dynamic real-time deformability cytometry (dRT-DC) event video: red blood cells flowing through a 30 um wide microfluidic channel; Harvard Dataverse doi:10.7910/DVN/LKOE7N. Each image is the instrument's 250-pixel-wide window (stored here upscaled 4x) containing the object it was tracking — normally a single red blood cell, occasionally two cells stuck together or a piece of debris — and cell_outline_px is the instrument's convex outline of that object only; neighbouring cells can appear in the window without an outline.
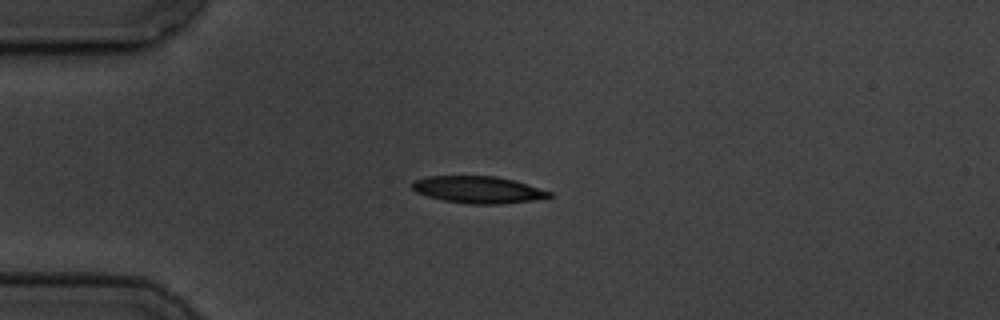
{"species": "common noctule bat (a hibernating species)", "species_latin": "Nyctalus noctula", "temperature_condition": "cold", "stored_images_in_passage": 4, "camera_frame_rate_fps": 3000, "um_per_image_px": 0.085, "animal": {"sex": "male", "body_mass_g": 19.5, "forearm_length_mm": 54.6}, "frame": {"image": 1, "passage_image": 1, "time_ms": 0.0, "image_size_px": [1000, 320], "cell_outline_px": [[552, 196], [532, 200], [500, 204], [468, 204], [444, 200], [428, 196], [416, 192], [408, 184], [412, 180], [428, 176], [496, 176], [528, 184], [552, 192]], "centroid_in_image_um": [40.58, 16.11], "position_along_channel_um": 44.4, "area_um2": 21.56}}
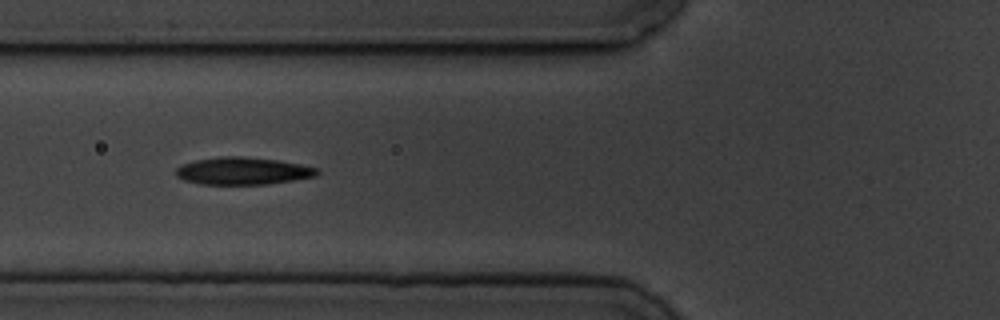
{"frame": {"image": 2, "passage_image": 3, "time_ms": 2.333, "image_size_px": [1000, 320], "cell_outline_px": [[320, 172], [316, 176], [292, 180], [264, 184], [200, 184], [184, 180], [176, 176], [176, 168], [180, 164], [196, 160], [224, 156], [240, 156], [276, 160], [300, 164], [316, 168]], "centroid_in_image_um": [20.6, 14.53], "position_along_channel_um": 105.2, "area_um2": 22.31}}
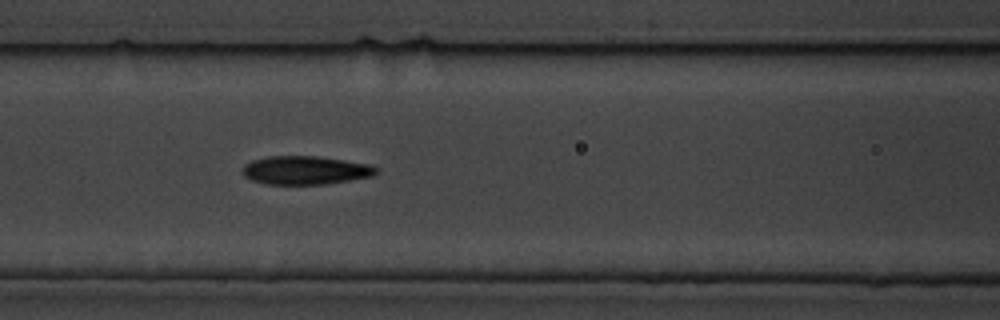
{"frame": {"image": 3, "passage_image": 4, "time_ms": 3.333, "image_size_px": [1000, 320], "cell_outline_px": [[380, 172], [372, 176], [324, 184], [268, 184], [252, 180], [244, 176], [244, 164], [252, 160], [268, 156], [316, 156], [372, 164], [380, 168]], "centroid_in_image_um": [26.01, 14.46], "position_along_channel_um": 140.6, "area_um2": 22.2}}